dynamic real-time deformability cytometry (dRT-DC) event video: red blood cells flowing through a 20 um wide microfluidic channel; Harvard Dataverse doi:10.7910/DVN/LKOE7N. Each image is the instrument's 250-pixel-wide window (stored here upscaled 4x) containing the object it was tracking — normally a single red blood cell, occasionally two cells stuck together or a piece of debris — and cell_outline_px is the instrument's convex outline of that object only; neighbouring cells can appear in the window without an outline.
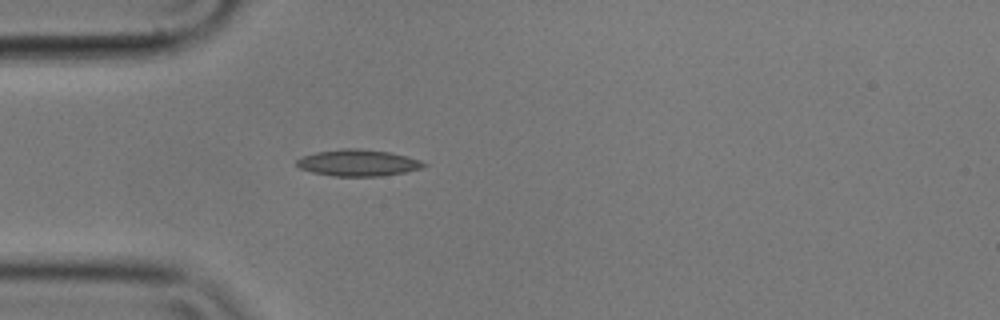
{"species": "common noctule bat (a hibernating species)", "species_latin": "Nyctalus noctula", "temperature_condition": "cold", "stored_images_in_passage": 41, "camera_frame_rate_fps": 3000, "um_per_image_px": 0.085, "animal": {"sex": "male", "body_mass_g": 17.9}, "frame": {"image": 1, "passage_image": 1, "time_ms": 0.0, "image_size_px": [1000, 320], "cell_outline_px": [[428, 164], [424, 168], [404, 172], [380, 176], [332, 176], [312, 172], [300, 168], [296, 164], [296, 160], [304, 156], [316, 152], [340, 148], [360, 148], [388, 152], [420, 160]], "centroid_in_image_um": [30.43, 13.84], "position_along_channel_um": 54.6, "area_um2": 19.59}}
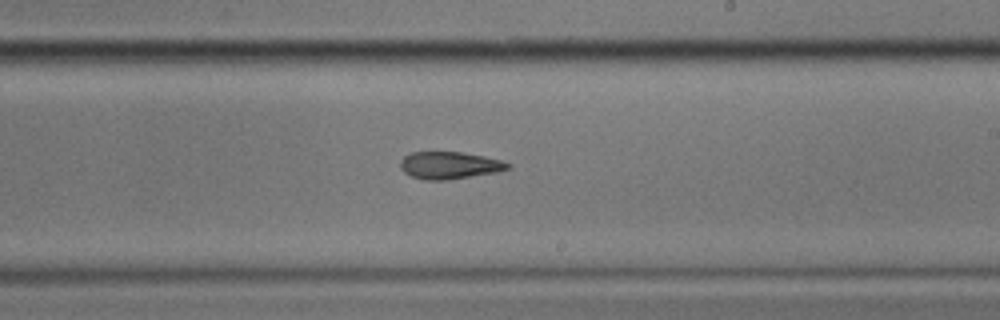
{"frame": {"image": 2, "passage_image": 18, "time_ms": 5.667, "image_size_px": [1000, 320], "cell_outline_px": [[512, 168], [496, 172], [448, 180], [424, 180], [412, 176], [404, 172], [400, 168], [400, 160], [404, 156], [412, 152], [460, 152], [484, 156], [500, 160], [512, 164]], "centroid_in_image_um": [38.21, 14.05], "position_along_channel_um": 250.8, "area_um2": 17.11}}
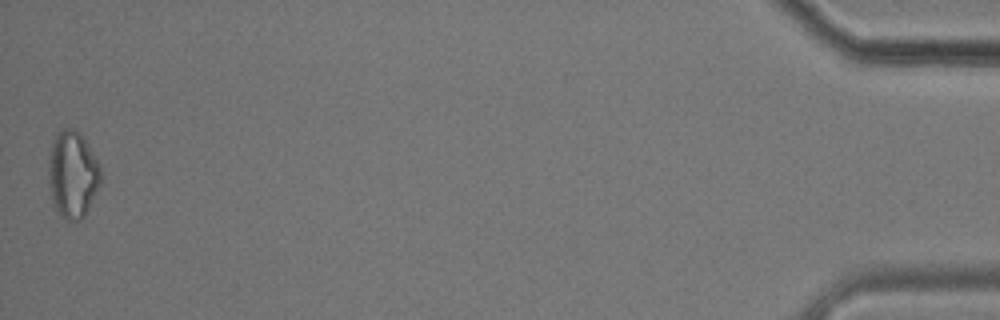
{"frame": {"image": 3, "passage_image": 41, "time_ms": 13.333, "image_size_px": [1000, 320], "cell_outline_px": [[100, 184], [84, 216], [80, 220], [68, 220], [60, 216], [52, 200], [48, 184], [48, 156], [56, 132], [64, 128], [72, 128], [80, 132], [96, 160], [100, 168]], "centroid_in_image_um": [6.13, 14.81], "position_along_channel_um": 429.1, "area_um2": 26.3}}